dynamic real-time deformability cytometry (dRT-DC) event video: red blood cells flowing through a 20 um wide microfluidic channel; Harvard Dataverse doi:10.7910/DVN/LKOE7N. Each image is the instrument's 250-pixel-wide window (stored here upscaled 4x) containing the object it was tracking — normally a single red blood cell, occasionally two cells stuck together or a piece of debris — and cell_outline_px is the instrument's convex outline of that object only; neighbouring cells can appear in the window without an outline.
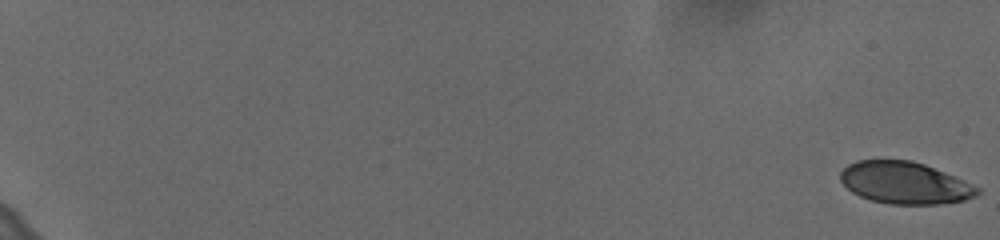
{"species": "human", "species_latin": "Homo sapiens", "temperature_condition": "cold", "stored_images_in_passage": 61, "camera_frame_rate_fps": 3000, "um_per_image_px": 0.085, "donor": {"sex": "female"}, "frame": {"image": 1, "passage_image": 1, "time_ms": 0.0, "image_size_px": [1000, 240], "cell_outline_px": [[980, 192], [976, 196], [964, 200], [940, 204], [888, 204], [872, 200], [860, 196], [852, 192], [840, 180], [840, 172], [848, 164], [856, 160], [912, 160], [924, 164], [964, 180], [980, 188]], "centroid_in_image_um": [76.91, 15.54], "position_along_channel_um": 8.1, "area_um2": 33.47}}
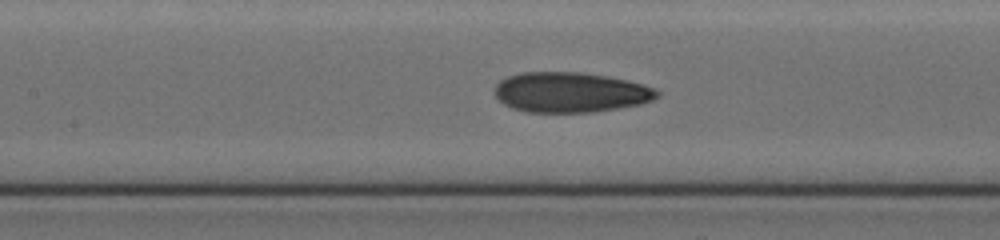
{"frame": {"image": 2, "passage_image": 33, "time_ms": 10.667, "image_size_px": [1000, 240], "cell_outline_px": [[660, 96], [652, 100], [640, 104], [592, 112], [528, 112], [512, 108], [504, 104], [496, 96], [496, 84], [500, 80], [508, 76], [520, 72], [580, 72], [604, 76], [624, 80], [640, 84], [652, 88], [660, 92]], "centroid_in_image_um": [48.46, 7.85], "position_along_channel_um": 158.9, "area_um2": 37.63}}
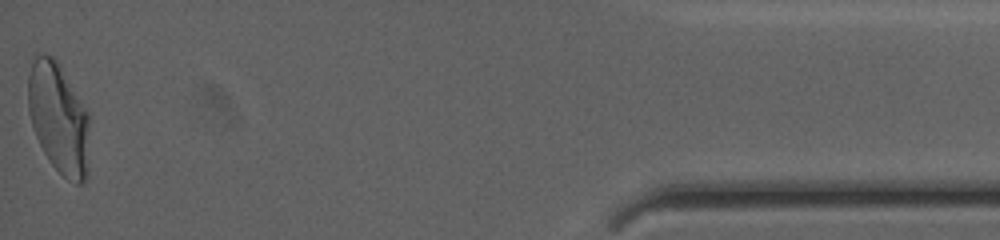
{"frame": {"image": 3, "passage_image": 61, "time_ms": 20.0, "image_size_px": [1000, 240], "cell_outline_px": [[88, 176], [80, 184], [76, 184], [68, 180], [48, 160], [36, 136], [28, 112], [28, 76], [32, 56], [52, 56], [60, 64], [88, 112]], "centroid_in_image_um": [4.98, 10.05], "position_along_channel_um": 430.2, "area_um2": 39.54}, "authors_computed_cell_mechanics": {"area_um2": 36.992, "velocity_mm_per_s": 3.635, "shape_relaxation_time_tau1_ms": 8.9141, "shape_relaxation_time_tau2_ms": 1.3318, "deformation_change_tau1": 0.2224, "deformation_change_tau2": 0.0722}}